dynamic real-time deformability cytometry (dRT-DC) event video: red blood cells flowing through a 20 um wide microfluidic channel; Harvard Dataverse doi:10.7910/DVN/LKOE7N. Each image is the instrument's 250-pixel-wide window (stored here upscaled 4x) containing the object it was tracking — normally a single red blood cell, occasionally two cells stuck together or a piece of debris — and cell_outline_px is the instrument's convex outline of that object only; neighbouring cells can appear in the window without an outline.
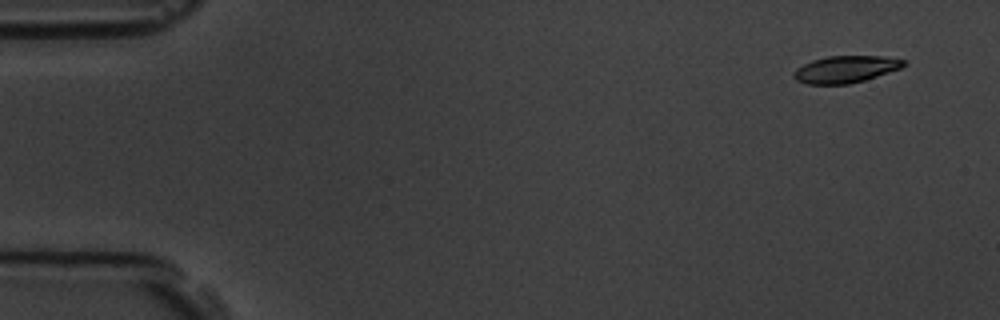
{"species": "common noctule bat (a hibernating species)", "species_latin": "Nyctalus noctula", "temperature_condition": "room temperature", "stored_images_in_passage": 7, "camera_frame_rate_fps": 3000, "um_per_image_px": 0.085, "animal": {"sex": "male", "body_mass_g": 19.5, "forearm_length_mm": 54.6}, "frame": {"image": 1, "passage_image": 1, "time_ms": 0.0, "image_size_px": [1000, 320], "cell_outline_px": [[908, 64], [900, 68], [864, 80], [848, 84], [808, 84], [796, 80], [792, 76], [792, 72], [796, 68], [812, 60], [828, 56], [884, 56], [908, 60]], "centroid_in_image_um": [71.88, 5.88], "position_along_channel_um": 13.1, "area_um2": 17.34}}
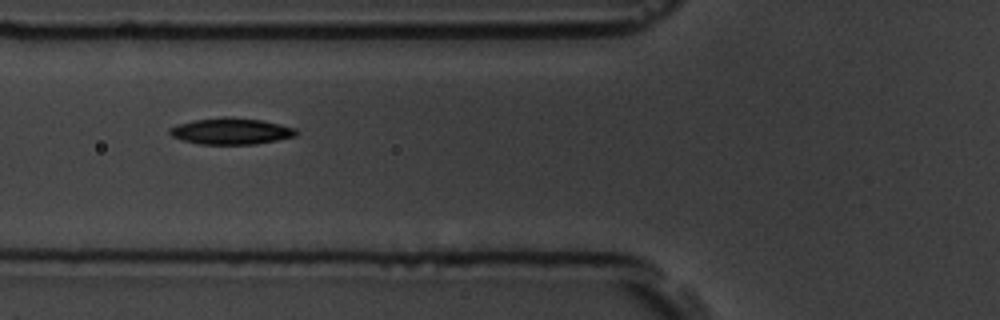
{"frame": {"image": 2, "passage_image": 6, "time_ms": 5.667, "image_size_px": [1000, 320], "cell_outline_px": [[300, 132], [296, 136], [256, 144], [200, 144], [184, 140], [172, 136], [168, 132], [168, 128], [176, 124], [192, 120], [224, 116], [260, 120], [280, 124], [296, 128]], "centroid_in_image_um": [19.63, 11.14], "position_along_channel_um": 106.2, "area_um2": 19.54}}
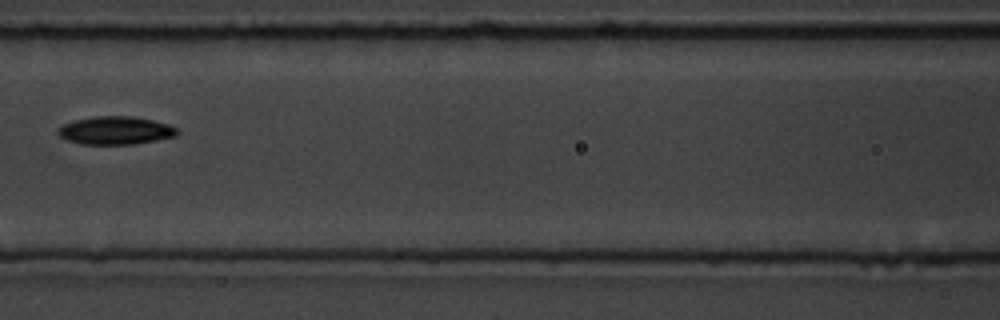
{"frame": {"image": 3, "passage_image": 7, "time_ms": 7.0, "image_size_px": [1000, 320], "cell_outline_px": [[180, 132], [176, 136], [156, 140], [132, 144], [80, 144], [68, 140], [60, 136], [56, 132], [56, 128], [64, 124], [76, 120], [96, 116], [132, 116], [152, 120], [168, 124], [176, 128]], "centroid_in_image_um": [9.81, 11.09], "position_along_channel_um": 156.8, "area_um2": 19.42}}